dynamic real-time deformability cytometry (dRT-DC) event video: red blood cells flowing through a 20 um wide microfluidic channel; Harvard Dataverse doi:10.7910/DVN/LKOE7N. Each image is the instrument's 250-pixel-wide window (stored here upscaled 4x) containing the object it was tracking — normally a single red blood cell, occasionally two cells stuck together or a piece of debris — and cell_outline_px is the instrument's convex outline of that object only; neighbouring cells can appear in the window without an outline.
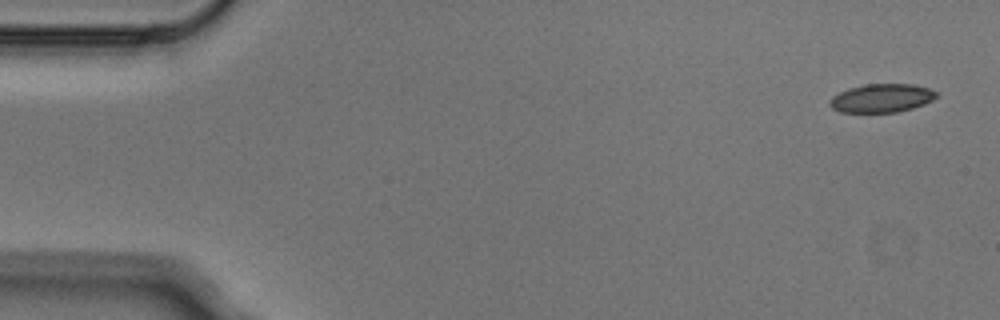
{"species": "Egyptian fruit bat (a non-hibernating species)", "species_latin": "Rousettus aegyptiacus", "temperature_condition": "cold", "stored_images_in_passage": 4, "camera_frame_rate_fps": 3000, "um_per_image_px": 0.085, "animal": {"sex": "male"}, "frame": {"image": 1, "passage_image": 1, "time_ms": 0.0, "image_size_px": [1000, 320], "cell_outline_px": [[940, 96], [924, 104], [912, 108], [896, 112], [840, 112], [832, 108], [828, 104], [828, 100], [832, 96], [848, 88], [864, 84], [912, 84], [928, 88], [940, 92]], "centroid_in_image_um": [74.95, 8.33], "position_along_channel_um": 10.1, "area_um2": 17.92}}
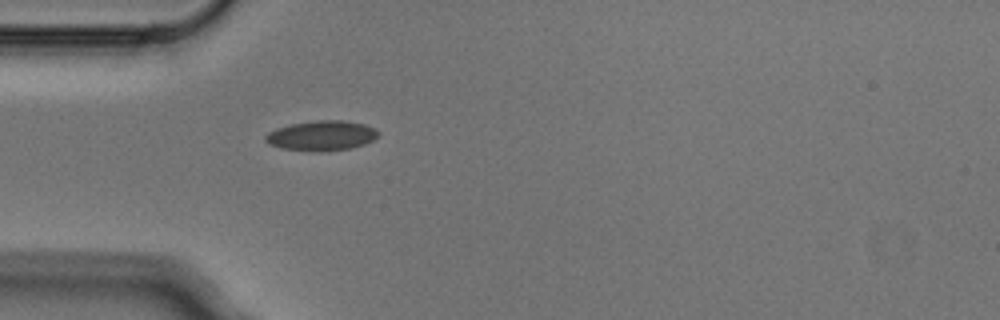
{"frame": {"image": 2, "passage_image": 4, "time_ms": 1.0, "image_size_px": [1000, 320], "cell_outline_px": [[380, 132], [372, 140], [364, 144], [352, 148], [320, 152], [280, 148], [268, 144], [264, 140], [264, 136], [268, 132], [276, 128], [292, 124], [316, 120], [344, 120], [364, 124], [376, 128]], "centroid_in_image_um": [27.32, 11.53], "position_along_channel_um": 57.7, "area_um2": 19.83}}